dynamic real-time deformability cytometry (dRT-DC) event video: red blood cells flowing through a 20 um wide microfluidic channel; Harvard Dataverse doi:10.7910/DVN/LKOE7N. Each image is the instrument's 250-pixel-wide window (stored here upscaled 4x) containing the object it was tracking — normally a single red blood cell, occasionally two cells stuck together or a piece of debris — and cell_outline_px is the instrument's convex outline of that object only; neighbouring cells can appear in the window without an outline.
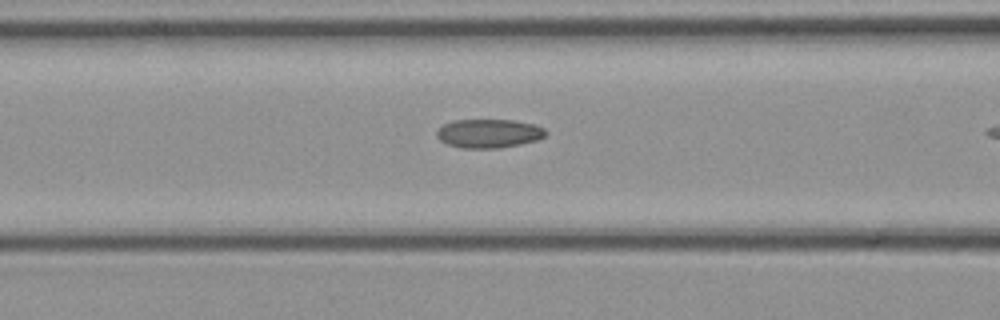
{"species": "common noctule bat (a hibernating species)", "species_latin": "Nyctalus noctula", "temperature_condition": "cold", "stored_images_in_passage": 5, "camera_frame_rate_fps": 3000, "um_per_image_px": 0.085, "animal": {"sex": "female", "body_mass_g": 21.9}, "frame": {"image": 1, "passage_image": 4, "time_ms": 1.0, "image_size_px": [1000, 320], "cell_outline_px": [[548, 132], [544, 136], [536, 140], [520, 144], [500, 148], [460, 148], [448, 144], [440, 140], [436, 136], [436, 132], [444, 124], [452, 120], [512, 120], [536, 124], [544, 128]], "centroid_in_image_um": [41.55, 11.34], "position_along_channel_um": 125.0, "area_um2": 18.32}}